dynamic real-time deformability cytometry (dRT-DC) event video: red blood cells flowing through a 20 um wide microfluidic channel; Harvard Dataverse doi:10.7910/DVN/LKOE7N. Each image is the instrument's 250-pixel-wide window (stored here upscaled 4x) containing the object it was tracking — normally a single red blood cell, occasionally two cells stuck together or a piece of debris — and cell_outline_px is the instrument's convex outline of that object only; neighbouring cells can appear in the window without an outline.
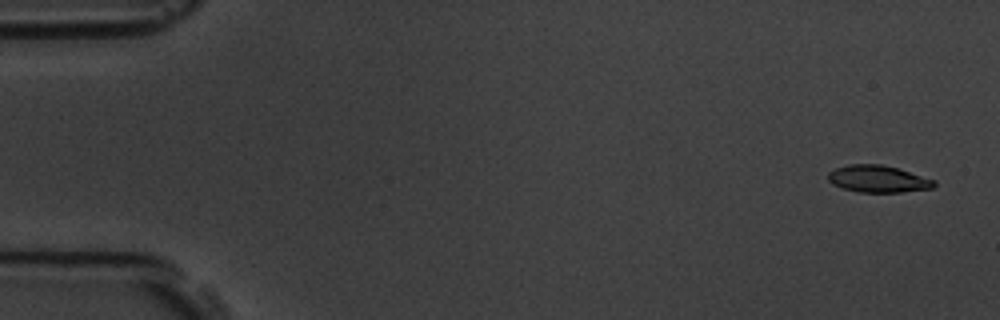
{"species": "common noctule bat (a hibernating species)", "species_latin": "Nyctalus noctula", "temperature_condition": "room temperature", "stored_images_in_passage": 6, "camera_frame_rate_fps": 3000, "um_per_image_px": 0.085, "animal": {"sex": "male", "body_mass_g": 19.5, "forearm_length_mm": 54.6}, "frame": {"image": 1, "passage_image": 1, "time_ms": 0.0, "image_size_px": [1000, 320], "cell_outline_px": [[936, 184], [932, 188], [900, 192], [856, 192], [832, 184], [828, 180], [828, 172], [836, 168], [848, 164], [880, 164], [896, 168], [936, 180]], "centroid_in_image_um": [74.61, 15.21], "position_along_channel_um": 10.4, "area_um2": 16.59}}